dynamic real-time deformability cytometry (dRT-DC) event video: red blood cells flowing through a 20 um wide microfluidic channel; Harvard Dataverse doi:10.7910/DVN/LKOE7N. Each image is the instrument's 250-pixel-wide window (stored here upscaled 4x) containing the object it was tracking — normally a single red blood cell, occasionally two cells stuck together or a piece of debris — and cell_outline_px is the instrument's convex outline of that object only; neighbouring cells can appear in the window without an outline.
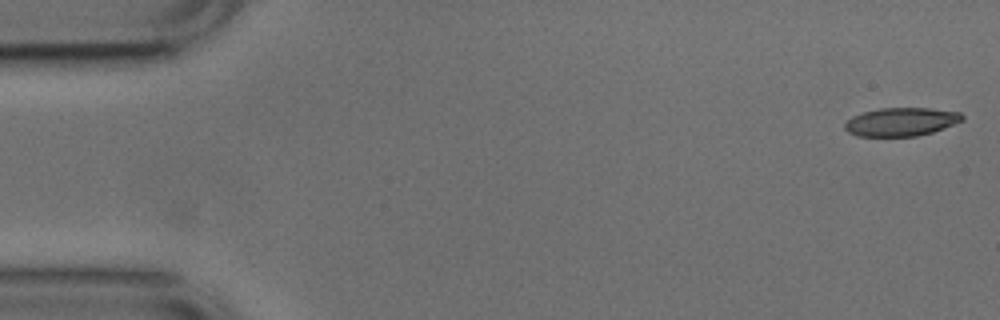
{"species": "common noctule bat (a hibernating species)", "species_latin": "Nyctalus noctula", "temperature_condition": "cold", "stored_images_in_passage": 47, "camera_frame_rate_fps": 3000, "um_per_image_px": 0.085, "animal": {"sex": "male", "body_mass_g": 17.9, "forearm_length_mm": 54.2}, "frame": {"image": 1, "passage_image": 1, "time_ms": 0.0, "image_size_px": [1000, 320], "cell_outline_px": [[964, 120], [932, 132], [916, 136], [856, 136], [848, 132], [844, 128], [844, 124], [852, 116], [864, 112], [880, 108], [928, 108], [960, 112], [964, 116]], "centroid_in_image_um": [76.59, 10.35], "position_along_channel_um": 8.4, "area_um2": 19.36}}
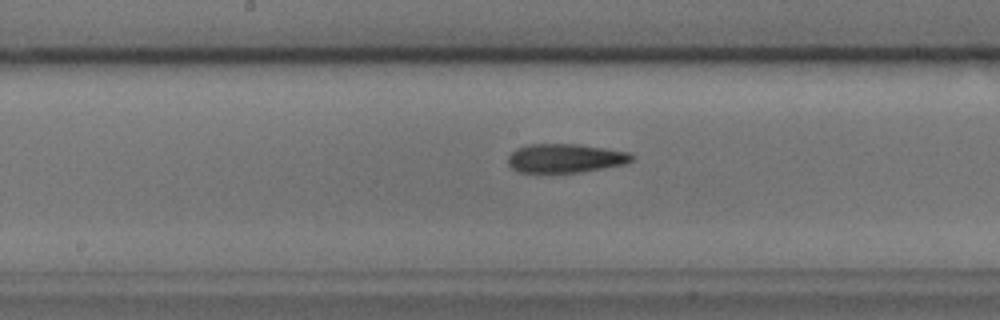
{"frame": {"image": 2, "passage_image": 26, "time_ms": 8.333, "image_size_px": [1000, 320], "cell_outline_px": [[636, 156], [632, 160], [624, 164], [576, 172], [520, 172], [512, 168], [508, 164], [508, 156], [516, 148], [528, 144], [580, 144], [632, 152]], "centroid_in_image_um": [48.07, 13.43], "position_along_channel_um": 200.1, "area_um2": 20.81}}
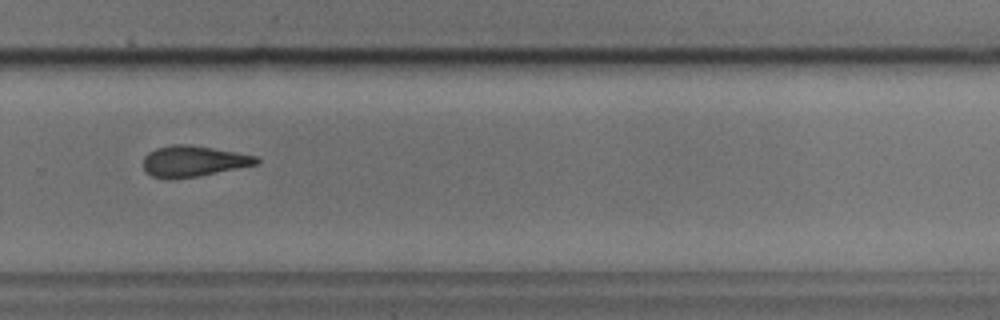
{"frame": {"image": 3, "passage_image": 35, "time_ms": 11.333, "image_size_px": [1000, 320], "cell_outline_px": [[260, 164], [196, 176], [152, 176], [144, 172], [144, 156], [148, 152], [156, 148], [172, 144], [188, 144], [236, 152], [256, 156], [260, 160]], "centroid_in_image_um": [16.47, 13.66], "position_along_channel_um": 313.3, "area_um2": 19.83}, "authors_computed_cell_mechanics": {"area_um2": 20.6924, "velocity_mm_per_s": 3.7894, "shape_relaxation_time_tau1_ms": 5.2885, "shape_relaxation_time_tau2_ms": 4.7232, "deformation_change_tau1": 0.151, "deformation_change_tau2": 0.1587}}